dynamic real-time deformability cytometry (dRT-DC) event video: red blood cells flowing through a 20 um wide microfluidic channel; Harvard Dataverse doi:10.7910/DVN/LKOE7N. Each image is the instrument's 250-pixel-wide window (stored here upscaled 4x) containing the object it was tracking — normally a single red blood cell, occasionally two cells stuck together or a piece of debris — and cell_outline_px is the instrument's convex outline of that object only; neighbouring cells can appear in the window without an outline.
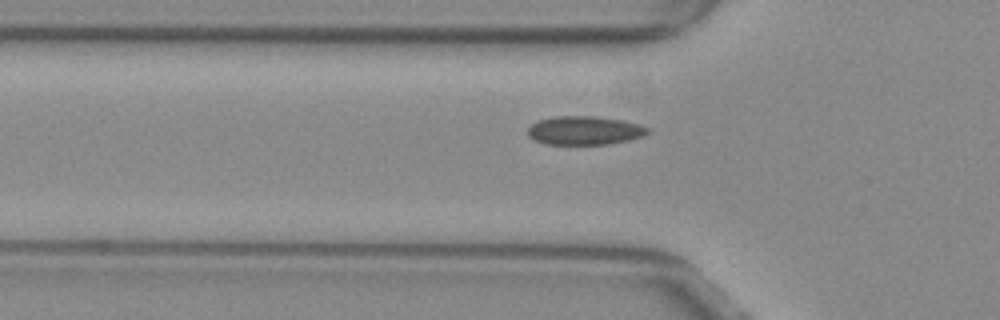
{"species": "common noctule bat (a hibernating species)", "species_latin": "Nyctalus noctula", "temperature_condition": "warm", "stored_images_in_passage": 35, "camera_frame_rate_fps": 3000, "um_per_image_px": 0.085, "animal": {"sex": "female", "body_mass_g": 29.2, "forearm_length_mm": 56.3}, "frame": {"image": 1, "passage_image": 6, "time_ms": 1.667, "image_size_px": [1000, 320], "cell_outline_px": [[648, 132], [644, 136], [628, 140], [608, 144], [544, 144], [528, 136], [528, 128], [536, 120], [556, 116], [596, 116], [624, 120], [640, 124], [648, 128]], "centroid_in_image_um": [49.68, 11.08], "position_along_channel_um": 76.1, "area_um2": 20.11}}
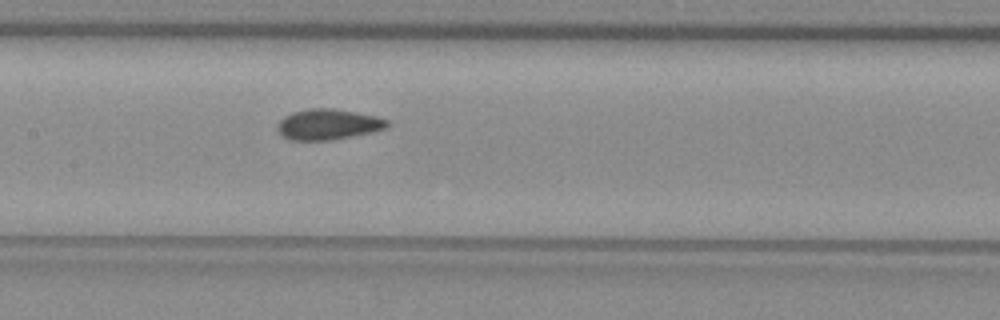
{"frame": {"image": 2, "passage_image": 14, "time_ms": 4.333, "image_size_px": [1000, 320], "cell_outline_px": [[392, 124], [384, 128], [368, 132], [328, 140], [288, 140], [276, 128], [276, 124], [284, 116], [292, 112], [308, 108], [332, 108], [356, 112], [376, 116], [388, 120]], "centroid_in_image_um": [27.84, 10.55], "position_along_channel_um": 179.6, "area_um2": 19.42}}
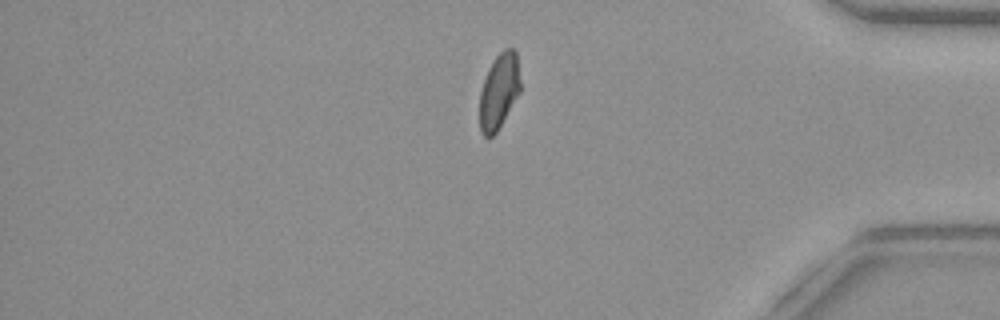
{"frame": {"image": 3, "passage_image": 33, "time_ms": 10.667, "image_size_px": [1000, 320], "cell_outline_px": [[520, 92], [496, 132], [492, 136], [484, 136], [480, 132], [480, 92], [484, 80], [496, 56], [504, 48], [512, 48], [516, 52], [520, 80]], "centroid_in_image_um": [42.42, 7.76], "position_along_channel_um": 392.8, "area_um2": 17.51}}